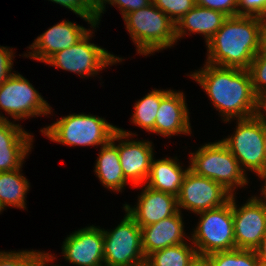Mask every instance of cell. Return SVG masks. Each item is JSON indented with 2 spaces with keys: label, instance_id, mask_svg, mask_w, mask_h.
I'll return each mask as SVG.
<instances>
[{
  "label": "cell",
  "instance_id": "cell-35",
  "mask_svg": "<svg viewBox=\"0 0 266 266\" xmlns=\"http://www.w3.org/2000/svg\"><path fill=\"white\" fill-rule=\"evenodd\" d=\"M255 116L259 118L261 121L266 122V88L260 91L256 96Z\"/></svg>",
  "mask_w": 266,
  "mask_h": 266
},
{
  "label": "cell",
  "instance_id": "cell-7",
  "mask_svg": "<svg viewBox=\"0 0 266 266\" xmlns=\"http://www.w3.org/2000/svg\"><path fill=\"white\" fill-rule=\"evenodd\" d=\"M237 124L235 133L221 141L245 173V169H248L258 175L266 165L264 122L254 115L238 119Z\"/></svg>",
  "mask_w": 266,
  "mask_h": 266
},
{
  "label": "cell",
  "instance_id": "cell-30",
  "mask_svg": "<svg viewBox=\"0 0 266 266\" xmlns=\"http://www.w3.org/2000/svg\"><path fill=\"white\" fill-rule=\"evenodd\" d=\"M43 252L19 251L0 252V266H35Z\"/></svg>",
  "mask_w": 266,
  "mask_h": 266
},
{
  "label": "cell",
  "instance_id": "cell-38",
  "mask_svg": "<svg viewBox=\"0 0 266 266\" xmlns=\"http://www.w3.org/2000/svg\"><path fill=\"white\" fill-rule=\"evenodd\" d=\"M260 52L266 54V18H263L262 20Z\"/></svg>",
  "mask_w": 266,
  "mask_h": 266
},
{
  "label": "cell",
  "instance_id": "cell-39",
  "mask_svg": "<svg viewBox=\"0 0 266 266\" xmlns=\"http://www.w3.org/2000/svg\"><path fill=\"white\" fill-rule=\"evenodd\" d=\"M257 176H259L260 178L265 180V183H264L265 185H264V187L261 188L262 189L261 194L264 195L263 198L265 200L266 199V165L263 168V170Z\"/></svg>",
  "mask_w": 266,
  "mask_h": 266
},
{
  "label": "cell",
  "instance_id": "cell-1",
  "mask_svg": "<svg viewBox=\"0 0 266 266\" xmlns=\"http://www.w3.org/2000/svg\"><path fill=\"white\" fill-rule=\"evenodd\" d=\"M189 76L202 86L214 107L224 117V122L235 117L238 120L255 115L257 95L249 70L220 67L206 62L201 70Z\"/></svg>",
  "mask_w": 266,
  "mask_h": 266
},
{
  "label": "cell",
  "instance_id": "cell-2",
  "mask_svg": "<svg viewBox=\"0 0 266 266\" xmlns=\"http://www.w3.org/2000/svg\"><path fill=\"white\" fill-rule=\"evenodd\" d=\"M262 20L255 16L228 17L206 44V62L220 67L248 70L260 51Z\"/></svg>",
  "mask_w": 266,
  "mask_h": 266
},
{
  "label": "cell",
  "instance_id": "cell-33",
  "mask_svg": "<svg viewBox=\"0 0 266 266\" xmlns=\"http://www.w3.org/2000/svg\"><path fill=\"white\" fill-rule=\"evenodd\" d=\"M238 16L266 18V0H238Z\"/></svg>",
  "mask_w": 266,
  "mask_h": 266
},
{
  "label": "cell",
  "instance_id": "cell-25",
  "mask_svg": "<svg viewBox=\"0 0 266 266\" xmlns=\"http://www.w3.org/2000/svg\"><path fill=\"white\" fill-rule=\"evenodd\" d=\"M161 103V90H152L134 106L132 123L155 133V120Z\"/></svg>",
  "mask_w": 266,
  "mask_h": 266
},
{
  "label": "cell",
  "instance_id": "cell-22",
  "mask_svg": "<svg viewBox=\"0 0 266 266\" xmlns=\"http://www.w3.org/2000/svg\"><path fill=\"white\" fill-rule=\"evenodd\" d=\"M95 174L101 183L113 190L121 192L128 181L125 179L119 160L118 145H115V133L111 140L101 146L100 154L97 157Z\"/></svg>",
  "mask_w": 266,
  "mask_h": 266
},
{
  "label": "cell",
  "instance_id": "cell-26",
  "mask_svg": "<svg viewBox=\"0 0 266 266\" xmlns=\"http://www.w3.org/2000/svg\"><path fill=\"white\" fill-rule=\"evenodd\" d=\"M211 266H255L259 261L255 250L232 249L205 257Z\"/></svg>",
  "mask_w": 266,
  "mask_h": 266
},
{
  "label": "cell",
  "instance_id": "cell-36",
  "mask_svg": "<svg viewBox=\"0 0 266 266\" xmlns=\"http://www.w3.org/2000/svg\"><path fill=\"white\" fill-rule=\"evenodd\" d=\"M258 260L266 263V233L264 234L259 246L255 249Z\"/></svg>",
  "mask_w": 266,
  "mask_h": 266
},
{
  "label": "cell",
  "instance_id": "cell-20",
  "mask_svg": "<svg viewBox=\"0 0 266 266\" xmlns=\"http://www.w3.org/2000/svg\"><path fill=\"white\" fill-rule=\"evenodd\" d=\"M227 18L223 12L195 5L175 24L176 42L188 30L190 33L203 34L207 43Z\"/></svg>",
  "mask_w": 266,
  "mask_h": 266
},
{
  "label": "cell",
  "instance_id": "cell-41",
  "mask_svg": "<svg viewBox=\"0 0 266 266\" xmlns=\"http://www.w3.org/2000/svg\"><path fill=\"white\" fill-rule=\"evenodd\" d=\"M255 266H266V263L258 261Z\"/></svg>",
  "mask_w": 266,
  "mask_h": 266
},
{
  "label": "cell",
  "instance_id": "cell-3",
  "mask_svg": "<svg viewBox=\"0 0 266 266\" xmlns=\"http://www.w3.org/2000/svg\"><path fill=\"white\" fill-rule=\"evenodd\" d=\"M123 19L141 55L166 49L176 42L174 22L153 3L128 13Z\"/></svg>",
  "mask_w": 266,
  "mask_h": 266
},
{
  "label": "cell",
  "instance_id": "cell-42",
  "mask_svg": "<svg viewBox=\"0 0 266 266\" xmlns=\"http://www.w3.org/2000/svg\"><path fill=\"white\" fill-rule=\"evenodd\" d=\"M265 147H266V122H264Z\"/></svg>",
  "mask_w": 266,
  "mask_h": 266
},
{
  "label": "cell",
  "instance_id": "cell-14",
  "mask_svg": "<svg viewBox=\"0 0 266 266\" xmlns=\"http://www.w3.org/2000/svg\"><path fill=\"white\" fill-rule=\"evenodd\" d=\"M62 253L77 266H104L103 230L90 226L73 232L63 242Z\"/></svg>",
  "mask_w": 266,
  "mask_h": 266
},
{
  "label": "cell",
  "instance_id": "cell-31",
  "mask_svg": "<svg viewBox=\"0 0 266 266\" xmlns=\"http://www.w3.org/2000/svg\"><path fill=\"white\" fill-rule=\"evenodd\" d=\"M249 73L255 94L266 88V54L258 52L252 60Z\"/></svg>",
  "mask_w": 266,
  "mask_h": 266
},
{
  "label": "cell",
  "instance_id": "cell-4",
  "mask_svg": "<svg viewBox=\"0 0 266 266\" xmlns=\"http://www.w3.org/2000/svg\"><path fill=\"white\" fill-rule=\"evenodd\" d=\"M190 154V170L220 183L232 195L234 188L244 187L248 183L238 160L222 141L205 144Z\"/></svg>",
  "mask_w": 266,
  "mask_h": 266
},
{
  "label": "cell",
  "instance_id": "cell-13",
  "mask_svg": "<svg viewBox=\"0 0 266 266\" xmlns=\"http://www.w3.org/2000/svg\"><path fill=\"white\" fill-rule=\"evenodd\" d=\"M132 135L134 136L135 133L118 128L115 131V141H121L118 144V152L124 177L134 187H138L146 182L154 156L152 142L132 141V139L129 141L128 137L130 138Z\"/></svg>",
  "mask_w": 266,
  "mask_h": 266
},
{
  "label": "cell",
  "instance_id": "cell-32",
  "mask_svg": "<svg viewBox=\"0 0 266 266\" xmlns=\"http://www.w3.org/2000/svg\"><path fill=\"white\" fill-rule=\"evenodd\" d=\"M196 5L223 12L228 17L238 16V0H195Z\"/></svg>",
  "mask_w": 266,
  "mask_h": 266
},
{
  "label": "cell",
  "instance_id": "cell-15",
  "mask_svg": "<svg viewBox=\"0 0 266 266\" xmlns=\"http://www.w3.org/2000/svg\"><path fill=\"white\" fill-rule=\"evenodd\" d=\"M91 30L70 21H62L55 24L29 46L32 52L24 56L31 57L37 61L46 62L56 52L67 49L81 39H83Z\"/></svg>",
  "mask_w": 266,
  "mask_h": 266
},
{
  "label": "cell",
  "instance_id": "cell-37",
  "mask_svg": "<svg viewBox=\"0 0 266 266\" xmlns=\"http://www.w3.org/2000/svg\"><path fill=\"white\" fill-rule=\"evenodd\" d=\"M54 261V257L49 254L43 252L37 259L35 266H48L49 262ZM51 266H59V265H51Z\"/></svg>",
  "mask_w": 266,
  "mask_h": 266
},
{
  "label": "cell",
  "instance_id": "cell-12",
  "mask_svg": "<svg viewBox=\"0 0 266 266\" xmlns=\"http://www.w3.org/2000/svg\"><path fill=\"white\" fill-rule=\"evenodd\" d=\"M235 248L255 250L266 233V201L251 197L240 208L232 195Z\"/></svg>",
  "mask_w": 266,
  "mask_h": 266
},
{
  "label": "cell",
  "instance_id": "cell-17",
  "mask_svg": "<svg viewBox=\"0 0 266 266\" xmlns=\"http://www.w3.org/2000/svg\"><path fill=\"white\" fill-rule=\"evenodd\" d=\"M189 109L183 92L161 90V103L155 120V133L165 137L191 134Z\"/></svg>",
  "mask_w": 266,
  "mask_h": 266
},
{
  "label": "cell",
  "instance_id": "cell-9",
  "mask_svg": "<svg viewBox=\"0 0 266 266\" xmlns=\"http://www.w3.org/2000/svg\"><path fill=\"white\" fill-rule=\"evenodd\" d=\"M91 36L90 31L78 43L56 52L45 63L86 77V75L98 74V71L107 65H113L123 60L110 54L104 48L90 43Z\"/></svg>",
  "mask_w": 266,
  "mask_h": 266
},
{
  "label": "cell",
  "instance_id": "cell-5",
  "mask_svg": "<svg viewBox=\"0 0 266 266\" xmlns=\"http://www.w3.org/2000/svg\"><path fill=\"white\" fill-rule=\"evenodd\" d=\"M117 129L105 118L74 113L40 131L51 141L67 146H103L111 140Z\"/></svg>",
  "mask_w": 266,
  "mask_h": 266
},
{
  "label": "cell",
  "instance_id": "cell-8",
  "mask_svg": "<svg viewBox=\"0 0 266 266\" xmlns=\"http://www.w3.org/2000/svg\"><path fill=\"white\" fill-rule=\"evenodd\" d=\"M126 213L115 229H103L104 266H145L141 228Z\"/></svg>",
  "mask_w": 266,
  "mask_h": 266
},
{
  "label": "cell",
  "instance_id": "cell-27",
  "mask_svg": "<svg viewBox=\"0 0 266 266\" xmlns=\"http://www.w3.org/2000/svg\"><path fill=\"white\" fill-rule=\"evenodd\" d=\"M62 5L96 27V0H50Z\"/></svg>",
  "mask_w": 266,
  "mask_h": 266
},
{
  "label": "cell",
  "instance_id": "cell-40",
  "mask_svg": "<svg viewBox=\"0 0 266 266\" xmlns=\"http://www.w3.org/2000/svg\"><path fill=\"white\" fill-rule=\"evenodd\" d=\"M193 266H211L205 258H199Z\"/></svg>",
  "mask_w": 266,
  "mask_h": 266
},
{
  "label": "cell",
  "instance_id": "cell-34",
  "mask_svg": "<svg viewBox=\"0 0 266 266\" xmlns=\"http://www.w3.org/2000/svg\"><path fill=\"white\" fill-rule=\"evenodd\" d=\"M13 51L9 47L0 46V86L14 73L12 70Z\"/></svg>",
  "mask_w": 266,
  "mask_h": 266
},
{
  "label": "cell",
  "instance_id": "cell-16",
  "mask_svg": "<svg viewBox=\"0 0 266 266\" xmlns=\"http://www.w3.org/2000/svg\"><path fill=\"white\" fill-rule=\"evenodd\" d=\"M144 186L136 208L128 204L123 207L140 228L168 218L180 210L175 195Z\"/></svg>",
  "mask_w": 266,
  "mask_h": 266
},
{
  "label": "cell",
  "instance_id": "cell-6",
  "mask_svg": "<svg viewBox=\"0 0 266 266\" xmlns=\"http://www.w3.org/2000/svg\"><path fill=\"white\" fill-rule=\"evenodd\" d=\"M200 221L193 231L192 244L200 258L235 249L232 195L223 206L198 213Z\"/></svg>",
  "mask_w": 266,
  "mask_h": 266
},
{
  "label": "cell",
  "instance_id": "cell-43",
  "mask_svg": "<svg viewBox=\"0 0 266 266\" xmlns=\"http://www.w3.org/2000/svg\"><path fill=\"white\" fill-rule=\"evenodd\" d=\"M0 120H8L7 118H5L3 115H0Z\"/></svg>",
  "mask_w": 266,
  "mask_h": 266
},
{
  "label": "cell",
  "instance_id": "cell-28",
  "mask_svg": "<svg viewBox=\"0 0 266 266\" xmlns=\"http://www.w3.org/2000/svg\"><path fill=\"white\" fill-rule=\"evenodd\" d=\"M152 3L176 24L195 5V0H152Z\"/></svg>",
  "mask_w": 266,
  "mask_h": 266
},
{
  "label": "cell",
  "instance_id": "cell-10",
  "mask_svg": "<svg viewBox=\"0 0 266 266\" xmlns=\"http://www.w3.org/2000/svg\"><path fill=\"white\" fill-rule=\"evenodd\" d=\"M0 109L14 120L51 114V108L32 84L14 73L0 86Z\"/></svg>",
  "mask_w": 266,
  "mask_h": 266
},
{
  "label": "cell",
  "instance_id": "cell-19",
  "mask_svg": "<svg viewBox=\"0 0 266 266\" xmlns=\"http://www.w3.org/2000/svg\"><path fill=\"white\" fill-rule=\"evenodd\" d=\"M141 232L145 257L166 247L185 243L184 225L180 210L159 222L141 227Z\"/></svg>",
  "mask_w": 266,
  "mask_h": 266
},
{
  "label": "cell",
  "instance_id": "cell-18",
  "mask_svg": "<svg viewBox=\"0 0 266 266\" xmlns=\"http://www.w3.org/2000/svg\"><path fill=\"white\" fill-rule=\"evenodd\" d=\"M31 136L21 125L0 120V172L22 167L24 158L32 148Z\"/></svg>",
  "mask_w": 266,
  "mask_h": 266
},
{
  "label": "cell",
  "instance_id": "cell-21",
  "mask_svg": "<svg viewBox=\"0 0 266 266\" xmlns=\"http://www.w3.org/2000/svg\"><path fill=\"white\" fill-rule=\"evenodd\" d=\"M176 159L164 158L152 159L150 173L146 180L147 186L158 191L166 192L177 196L184 177L190 167L182 170V166Z\"/></svg>",
  "mask_w": 266,
  "mask_h": 266
},
{
  "label": "cell",
  "instance_id": "cell-24",
  "mask_svg": "<svg viewBox=\"0 0 266 266\" xmlns=\"http://www.w3.org/2000/svg\"><path fill=\"white\" fill-rule=\"evenodd\" d=\"M199 258L196 248L185 242L153 252L145 266H193Z\"/></svg>",
  "mask_w": 266,
  "mask_h": 266
},
{
  "label": "cell",
  "instance_id": "cell-23",
  "mask_svg": "<svg viewBox=\"0 0 266 266\" xmlns=\"http://www.w3.org/2000/svg\"><path fill=\"white\" fill-rule=\"evenodd\" d=\"M20 168L13 171L0 172V206L26 209L25 197L29 191L27 179L21 175Z\"/></svg>",
  "mask_w": 266,
  "mask_h": 266
},
{
  "label": "cell",
  "instance_id": "cell-29",
  "mask_svg": "<svg viewBox=\"0 0 266 266\" xmlns=\"http://www.w3.org/2000/svg\"><path fill=\"white\" fill-rule=\"evenodd\" d=\"M106 2L111 5H118L117 7L120 9L123 18L133 11L138 9H142L143 7L152 3V0H96V23L98 27V21L101 13L105 11Z\"/></svg>",
  "mask_w": 266,
  "mask_h": 266
},
{
  "label": "cell",
  "instance_id": "cell-11",
  "mask_svg": "<svg viewBox=\"0 0 266 266\" xmlns=\"http://www.w3.org/2000/svg\"><path fill=\"white\" fill-rule=\"evenodd\" d=\"M231 195L220 183L196 175L189 169L176 197L178 208L198 214L223 206Z\"/></svg>",
  "mask_w": 266,
  "mask_h": 266
}]
</instances>
